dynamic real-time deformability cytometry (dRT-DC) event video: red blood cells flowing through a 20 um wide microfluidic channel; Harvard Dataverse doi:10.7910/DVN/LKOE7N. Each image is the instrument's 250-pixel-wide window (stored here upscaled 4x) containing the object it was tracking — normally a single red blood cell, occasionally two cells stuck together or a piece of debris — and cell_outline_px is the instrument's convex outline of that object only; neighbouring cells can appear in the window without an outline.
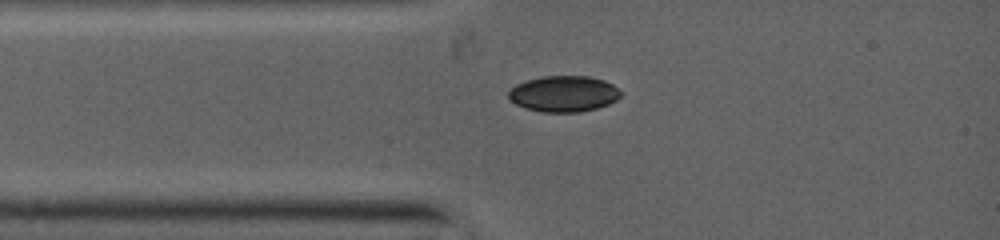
{"species": "common noctule bat (a hibernating species)", "species_latin": "Nyctalus noctula", "temperature_condition": "warm", "stored_images_in_passage": 1, "camera_frame_rate_fps": 5000, "um_per_image_px": 0.085, "animal": {"sex": "female", "body_mass_g": 19.0, "forearm_length_mm": 53.3}, "frame": {"image": 1, "passage_image": 1, "time_ms": 0.0, "image_size_px": [1000, 240], "cell_outline_px": [[620, 96], [616, 100], [608, 104], [596, 108], [576, 112], [544, 112], [528, 108], [516, 104], [508, 96], [508, 92], [516, 84], [528, 80], [544, 76], [588, 76], [604, 80], [612, 84], [620, 92]], "centroid_in_image_um": [47.92, 7.96], "position_along_channel_um": 37.1, "area_um2": 23.18}}